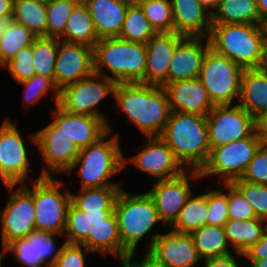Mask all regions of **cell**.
<instances>
[{
	"mask_svg": "<svg viewBox=\"0 0 267 267\" xmlns=\"http://www.w3.org/2000/svg\"><path fill=\"white\" fill-rule=\"evenodd\" d=\"M184 35L176 32L155 33L146 43V71L144 84L165 87L168 69L177 44Z\"/></svg>",
	"mask_w": 267,
	"mask_h": 267,
	"instance_id": "cell-20",
	"label": "cell"
},
{
	"mask_svg": "<svg viewBox=\"0 0 267 267\" xmlns=\"http://www.w3.org/2000/svg\"><path fill=\"white\" fill-rule=\"evenodd\" d=\"M238 103L259 124L267 118V72L263 68L244 69Z\"/></svg>",
	"mask_w": 267,
	"mask_h": 267,
	"instance_id": "cell-25",
	"label": "cell"
},
{
	"mask_svg": "<svg viewBox=\"0 0 267 267\" xmlns=\"http://www.w3.org/2000/svg\"><path fill=\"white\" fill-rule=\"evenodd\" d=\"M121 186H106L103 188L80 189L78 195L70 194L71 203L81 211H101L114 209Z\"/></svg>",
	"mask_w": 267,
	"mask_h": 267,
	"instance_id": "cell-35",
	"label": "cell"
},
{
	"mask_svg": "<svg viewBox=\"0 0 267 267\" xmlns=\"http://www.w3.org/2000/svg\"><path fill=\"white\" fill-rule=\"evenodd\" d=\"M207 216L208 192L197 196H194L192 192L182 207L177 219L169 228L179 233H191L207 225Z\"/></svg>",
	"mask_w": 267,
	"mask_h": 267,
	"instance_id": "cell-32",
	"label": "cell"
},
{
	"mask_svg": "<svg viewBox=\"0 0 267 267\" xmlns=\"http://www.w3.org/2000/svg\"><path fill=\"white\" fill-rule=\"evenodd\" d=\"M6 118L0 127V179L3 184L24 183L28 178V148L13 121Z\"/></svg>",
	"mask_w": 267,
	"mask_h": 267,
	"instance_id": "cell-14",
	"label": "cell"
},
{
	"mask_svg": "<svg viewBox=\"0 0 267 267\" xmlns=\"http://www.w3.org/2000/svg\"><path fill=\"white\" fill-rule=\"evenodd\" d=\"M173 31L187 37H208L212 14L198 0H170Z\"/></svg>",
	"mask_w": 267,
	"mask_h": 267,
	"instance_id": "cell-24",
	"label": "cell"
},
{
	"mask_svg": "<svg viewBox=\"0 0 267 267\" xmlns=\"http://www.w3.org/2000/svg\"><path fill=\"white\" fill-rule=\"evenodd\" d=\"M140 149L141 151L131 158L124 155V168L131 163L141 172L157 178L155 181L168 180L186 171L160 137H148Z\"/></svg>",
	"mask_w": 267,
	"mask_h": 267,
	"instance_id": "cell-16",
	"label": "cell"
},
{
	"mask_svg": "<svg viewBox=\"0 0 267 267\" xmlns=\"http://www.w3.org/2000/svg\"><path fill=\"white\" fill-rule=\"evenodd\" d=\"M59 41V38L38 37L33 42V64L36 75H43L54 81Z\"/></svg>",
	"mask_w": 267,
	"mask_h": 267,
	"instance_id": "cell-37",
	"label": "cell"
},
{
	"mask_svg": "<svg viewBox=\"0 0 267 267\" xmlns=\"http://www.w3.org/2000/svg\"><path fill=\"white\" fill-rule=\"evenodd\" d=\"M232 184L252 205L256 217L267 220V186L247 181H233Z\"/></svg>",
	"mask_w": 267,
	"mask_h": 267,
	"instance_id": "cell-43",
	"label": "cell"
},
{
	"mask_svg": "<svg viewBox=\"0 0 267 267\" xmlns=\"http://www.w3.org/2000/svg\"><path fill=\"white\" fill-rule=\"evenodd\" d=\"M3 25H4V22H0V33L2 32Z\"/></svg>",
	"mask_w": 267,
	"mask_h": 267,
	"instance_id": "cell-61",
	"label": "cell"
},
{
	"mask_svg": "<svg viewBox=\"0 0 267 267\" xmlns=\"http://www.w3.org/2000/svg\"><path fill=\"white\" fill-rule=\"evenodd\" d=\"M135 256L134 253H127L124 255L116 256L118 260L121 262V267H139V261H133ZM133 258V259H132Z\"/></svg>",
	"mask_w": 267,
	"mask_h": 267,
	"instance_id": "cell-52",
	"label": "cell"
},
{
	"mask_svg": "<svg viewBox=\"0 0 267 267\" xmlns=\"http://www.w3.org/2000/svg\"><path fill=\"white\" fill-rule=\"evenodd\" d=\"M94 72L104 75L116 84H144L146 71V44L115 38L100 39L93 48ZM106 68L110 75L104 73Z\"/></svg>",
	"mask_w": 267,
	"mask_h": 267,
	"instance_id": "cell-4",
	"label": "cell"
},
{
	"mask_svg": "<svg viewBox=\"0 0 267 267\" xmlns=\"http://www.w3.org/2000/svg\"><path fill=\"white\" fill-rule=\"evenodd\" d=\"M200 4L211 14L216 10L220 0H198Z\"/></svg>",
	"mask_w": 267,
	"mask_h": 267,
	"instance_id": "cell-55",
	"label": "cell"
},
{
	"mask_svg": "<svg viewBox=\"0 0 267 267\" xmlns=\"http://www.w3.org/2000/svg\"><path fill=\"white\" fill-rule=\"evenodd\" d=\"M205 40L206 44L203 45ZM210 47L208 37L185 36L176 46L168 69L167 84L199 76L202 61Z\"/></svg>",
	"mask_w": 267,
	"mask_h": 267,
	"instance_id": "cell-22",
	"label": "cell"
},
{
	"mask_svg": "<svg viewBox=\"0 0 267 267\" xmlns=\"http://www.w3.org/2000/svg\"><path fill=\"white\" fill-rule=\"evenodd\" d=\"M191 180L202 179L198 170H186L181 175L162 181L147 191L153 198L156 210L162 223L172 225L177 219L182 207L192 194Z\"/></svg>",
	"mask_w": 267,
	"mask_h": 267,
	"instance_id": "cell-15",
	"label": "cell"
},
{
	"mask_svg": "<svg viewBox=\"0 0 267 267\" xmlns=\"http://www.w3.org/2000/svg\"><path fill=\"white\" fill-rule=\"evenodd\" d=\"M124 1L127 2L129 5H139L145 0H124Z\"/></svg>",
	"mask_w": 267,
	"mask_h": 267,
	"instance_id": "cell-59",
	"label": "cell"
},
{
	"mask_svg": "<svg viewBox=\"0 0 267 267\" xmlns=\"http://www.w3.org/2000/svg\"><path fill=\"white\" fill-rule=\"evenodd\" d=\"M262 68L267 72V63Z\"/></svg>",
	"mask_w": 267,
	"mask_h": 267,
	"instance_id": "cell-63",
	"label": "cell"
},
{
	"mask_svg": "<svg viewBox=\"0 0 267 267\" xmlns=\"http://www.w3.org/2000/svg\"><path fill=\"white\" fill-rule=\"evenodd\" d=\"M12 19L24 25L36 37H47L46 1H14Z\"/></svg>",
	"mask_w": 267,
	"mask_h": 267,
	"instance_id": "cell-33",
	"label": "cell"
},
{
	"mask_svg": "<svg viewBox=\"0 0 267 267\" xmlns=\"http://www.w3.org/2000/svg\"><path fill=\"white\" fill-rule=\"evenodd\" d=\"M224 230L231 249H234L237 256L242 257L243 253L264 235V220L229 219L224 224Z\"/></svg>",
	"mask_w": 267,
	"mask_h": 267,
	"instance_id": "cell-29",
	"label": "cell"
},
{
	"mask_svg": "<svg viewBox=\"0 0 267 267\" xmlns=\"http://www.w3.org/2000/svg\"><path fill=\"white\" fill-rule=\"evenodd\" d=\"M81 0H47V37L59 38L73 9Z\"/></svg>",
	"mask_w": 267,
	"mask_h": 267,
	"instance_id": "cell-38",
	"label": "cell"
},
{
	"mask_svg": "<svg viewBox=\"0 0 267 267\" xmlns=\"http://www.w3.org/2000/svg\"><path fill=\"white\" fill-rule=\"evenodd\" d=\"M210 149L252 136L260 124L240 105H217L206 116Z\"/></svg>",
	"mask_w": 267,
	"mask_h": 267,
	"instance_id": "cell-11",
	"label": "cell"
},
{
	"mask_svg": "<svg viewBox=\"0 0 267 267\" xmlns=\"http://www.w3.org/2000/svg\"><path fill=\"white\" fill-rule=\"evenodd\" d=\"M99 39L119 37L130 6L124 0H83Z\"/></svg>",
	"mask_w": 267,
	"mask_h": 267,
	"instance_id": "cell-26",
	"label": "cell"
},
{
	"mask_svg": "<svg viewBox=\"0 0 267 267\" xmlns=\"http://www.w3.org/2000/svg\"><path fill=\"white\" fill-rule=\"evenodd\" d=\"M12 0H0V22H6L12 19Z\"/></svg>",
	"mask_w": 267,
	"mask_h": 267,
	"instance_id": "cell-51",
	"label": "cell"
},
{
	"mask_svg": "<svg viewBox=\"0 0 267 267\" xmlns=\"http://www.w3.org/2000/svg\"><path fill=\"white\" fill-rule=\"evenodd\" d=\"M139 6L156 33L173 32V14L170 0H145Z\"/></svg>",
	"mask_w": 267,
	"mask_h": 267,
	"instance_id": "cell-39",
	"label": "cell"
},
{
	"mask_svg": "<svg viewBox=\"0 0 267 267\" xmlns=\"http://www.w3.org/2000/svg\"><path fill=\"white\" fill-rule=\"evenodd\" d=\"M210 47L243 69H259L267 63L265 31L256 24H212Z\"/></svg>",
	"mask_w": 267,
	"mask_h": 267,
	"instance_id": "cell-3",
	"label": "cell"
},
{
	"mask_svg": "<svg viewBox=\"0 0 267 267\" xmlns=\"http://www.w3.org/2000/svg\"><path fill=\"white\" fill-rule=\"evenodd\" d=\"M37 38L24 25L13 19L4 22L0 33V68L20 49L32 45Z\"/></svg>",
	"mask_w": 267,
	"mask_h": 267,
	"instance_id": "cell-34",
	"label": "cell"
},
{
	"mask_svg": "<svg viewBox=\"0 0 267 267\" xmlns=\"http://www.w3.org/2000/svg\"><path fill=\"white\" fill-rule=\"evenodd\" d=\"M55 107L52 122L80 149L96 143L109 131L107 124L98 117L70 113L58 104Z\"/></svg>",
	"mask_w": 267,
	"mask_h": 267,
	"instance_id": "cell-21",
	"label": "cell"
},
{
	"mask_svg": "<svg viewBox=\"0 0 267 267\" xmlns=\"http://www.w3.org/2000/svg\"><path fill=\"white\" fill-rule=\"evenodd\" d=\"M250 267H267V259L250 261Z\"/></svg>",
	"mask_w": 267,
	"mask_h": 267,
	"instance_id": "cell-56",
	"label": "cell"
},
{
	"mask_svg": "<svg viewBox=\"0 0 267 267\" xmlns=\"http://www.w3.org/2000/svg\"><path fill=\"white\" fill-rule=\"evenodd\" d=\"M91 252L122 255V241L114 211L101 222L91 225L89 237L81 244Z\"/></svg>",
	"mask_w": 267,
	"mask_h": 267,
	"instance_id": "cell-27",
	"label": "cell"
},
{
	"mask_svg": "<svg viewBox=\"0 0 267 267\" xmlns=\"http://www.w3.org/2000/svg\"><path fill=\"white\" fill-rule=\"evenodd\" d=\"M32 197L35 207V228L42 231L62 236L65 230L66 217L71 203L70 194L65 183L51 177H41L33 180Z\"/></svg>",
	"mask_w": 267,
	"mask_h": 267,
	"instance_id": "cell-7",
	"label": "cell"
},
{
	"mask_svg": "<svg viewBox=\"0 0 267 267\" xmlns=\"http://www.w3.org/2000/svg\"><path fill=\"white\" fill-rule=\"evenodd\" d=\"M116 83L110 78L93 72L86 78L68 84L60 90L58 105L67 112L85 114L102 119L111 131L110 121L100 113L99 104L114 93Z\"/></svg>",
	"mask_w": 267,
	"mask_h": 267,
	"instance_id": "cell-10",
	"label": "cell"
},
{
	"mask_svg": "<svg viewBox=\"0 0 267 267\" xmlns=\"http://www.w3.org/2000/svg\"><path fill=\"white\" fill-rule=\"evenodd\" d=\"M2 251V252H1ZM0 251V267H2V259L5 257V255L8 253L6 246L2 245V249Z\"/></svg>",
	"mask_w": 267,
	"mask_h": 267,
	"instance_id": "cell-58",
	"label": "cell"
},
{
	"mask_svg": "<svg viewBox=\"0 0 267 267\" xmlns=\"http://www.w3.org/2000/svg\"><path fill=\"white\" fill-rule=\"evenodd\" d=\"M114 213L122 241V255L134 253L138 242L157 223H162L154 200L147 191L131 195L122 188L115 202Z\"/></svg>",
	"mask_w": 267,
	"mask_h": 267,
	"instance_id": "cell-6",
	"label": "cell"
},
{
	"mask_svg": "<svg viewBox=\"0 0 267 267\" xmlns=\"http://www.w3.org/2000/svg\"><path fill=\"white\" fill-rule=\"evenodd\" d=\"M224 191H228V217L229 219L250 220L256 219L252 205L243 194L232 184L223 183Z\"/></svg>",
	"mask_w": 267,
	"mask_h": 267,
	"instance_id": "cell-45",
	"label": "cell"
},
{
	"mask_svg": "<svg viewBox=\"0 0 267 267\" xmlns=\"http://www.w3.org/2000/svg\"><path fill=\"white\" fill-rule=\"evenodd\" d=\"M264 142L259 128L250 137L212 148L206 164L199 171L201 178L216 175L222 184L240 179Z\"/></svg>",
	"mask_w": 267,
	"mask_h": 267,
	"instance_id": "cell-8",
	"label": "cell"
},
{
	"mask_svg": "<svg viewBox=\"0 0 267 267\" xmlns=\"http://www.w3.org/2000/svg\"><path fill=\"white\" fill-rule=\"evenodd\" d=\"M228 220V192L224 188L209 191L207 225L224 227Z\"/></svg>",
	"mask_w": 267,
	"mask_h": 267,
	"instance_id": "cell-44",
	"label": "cell"
},
{
	"mask_svg": "<svg viewBox=\"0 0 267 267\" xmlns=\"http://www.w3.org/2000/svg\"><path fill=\"white\" fill-rule=\"evenodd\" d=\"M2 68H6L17 83L36 75L33 64V44L20 49Z\"/></svg>",
	"mask_w": 267,
	"mask_h": 267,
	"instance_id": "cell-42",
	"label": "cell"
},
{
	"mask_svg": "<svg viewBox=\"0 0 267 267\" xmlns=\"http://www.w3.org/2000/svg\"><path fill=\"white\" fill-rule=\"evenodd\" d=\"M23 85L24 88V105L32 107L41 97L48 95L49 91H53L52 98L55 100V105L59 103L60 90L56 86L55 82L43 75H34L28 80L18 83Z\"/></svg>",
	"mask_w": 267,
	"mask_h": 267,
	"instance_id": "cell-40",
	"label": "cell"
},
{
	"mask_svg": "<svg viewBox=\"0 0 267 267\" xmlns=\"http://www.w3.org/2000/svg\"><path fill=\"white\" fill-rule=\"evenodd\" d=\"M259 12V25L267 24V0H256Z\"/></svg>",
	"mask_w": 267,
	"mask_h": 267,
	"instance_id": "cell-53",
	"label": "cell"
},
{
	"mask_svg": "<svg viewBox=\"0 0 267 267\" xmlns=\"http://www.w3.org/2000/svg\"><path fill=\"white\" fill-rule=\"evenodd\" d=\"M5 184L11 196L0 213L1 243L8 246L16 239L26 238L35 228V207L32 189L27 184ZM17 187L16 190H13Z\"/></svg>",
	"mask_w": 267,
	"mask_h": 267,
	"instance_id": "cell-12",
	"label": "cell"
},
{
	"mask_svg": "<svg viewBox=\"0 0 267 267\" xmlns=\"http://www.w3.org/2000/svg\"><path fill=\"white\" fill-rule=\"evenodd\" d=\"M243 71L241 66L209 47L198 78L214 106L231 105L240 95Z\"/></svg>",
	"mask_w": 267,
	"mask_h": 267,
	"instance_id": "cell-9",
	"label": "cell"
},
{
	"mask_svg": "<svg viewBox=\"0 0 267 267\" xmlns=\"http://www.w3.org/2000/svg\"><path fill=\"white\" fill-rule=\"evenodd\" d=\"M59 40L68 43L84 44L92 48L100 40L96 34L89 9L83 0L73 9L66 23L65 31L59 37Z\"/></svg>",
	"mask_w": 267,
	"mask_h": 267,
	"instance_id": "cell-28",
	"label": "cell"
},
{
	"mask_svg": "<svg viewBox=\"0 0 267 267\" xmlns=\"http://www.w3.org/2000/svg\"><path fill=\"white\" fill-rule=\"evenodd\" d=\"M89 220L87 213L70 203L64 230V243L82 244L89 237Z\"/></svg>",
	"mask_w": 267,
	"mask_h": 267,
	"instance_id": "cell-41",
	"label": "cell"
},
{
	"mask_svg": "<svg viewBox=\"0 0 267 267\" xmlns=\"http://www.w3.org/2000/svg\"><path fill=\"white\" fill-rule=\"evenodd\" d=\"M94 72L93 48L59 41L55 59L54 82L61 90L64 86L88 77Z\"/></svg>",
	"mask_w": 267,
	"mask_h": 267,
	"instance_id": "cell-18",
	"label": "cell"
},
{
	"mask_svg": "<svg viewBox=\"0 0 267 267\" xmlns=\"http://www.w3.org/2000/svg\"><path fill=\"white\" fill-rule=\"evenodd\" d=\"M249 261L267 259V220H264V235L243 253Z\"/></svg>",
	"mask_w": 267,
	"mask_h": 267,
	"instance_id": "cell-48",
	"label": "cell"
},
{
	"mask_svg": "<svg viewBox=\"0 0 267 267\" xmlns=\"http://www.w3.org/2000/svg\"><path fill=\"white\" fill-rule=\"evenodd\" d=\"M235 255L229 254L222 257H211L202 260L204 267H241L236 261Z\"/></svg>",
	"mask_w": 267,
	"mask_h": 267,
	"instance_id": "cell-49",
	"label": "cell"
},
{
	"mask_svg": "<svg viewBox=\"0 0 267 267\" xmlns=\"http://www.w3.org/2000/svg\"><path fill=\"white\" fill-rule=\"evenodd\" d=\"M164 89L168 95L171 112L207 116L214 108L199 78L171 82Z\"/></svg>",
	"mask_w": 267,
	"mask_h": 267,
	"instance_id": "cell-23",
	"label": "cell"
},
{
	"mask_svg": "<svg viewBox=\"0 0 267 267\" xmlns=\"http://www.w3.org/2000/svg\"><path fill=\"white\" fill-rule=\"evenodd\" d=\"M114 209H101V211H86L89 220V229L91 225L97 222H101L103 219L107 218Z\"/></svg>",
	"mask_w": 267,
	"mask_h": 267,
	"instance_id": "cell-50",
	"label": "cell"
},
{
	"mask_svg": "<svg viewBox=\"0 0 267 267\" xmlns=\"http://www.w3.org/2000/svg\"><path fill=\"white\" fill-rule=\"evenodd\" d=\"M264 31H265V43H266V56H267V24L263 26Z\"/></svg>",
	"mask_w": 267,
	"mask_h": 267,
	"instance_id": "cell-60",
	"label": "cell"
},
{
	"mask_svg": "<svg viewBox=\"0 0 267 267\" xmlns=\"http://www.w3.org/2000/svg\"><path fill=\"white\" fill-rule=\"evenodd\" d=\"M190 234L197 253L202 260L232 254L224 227L205 225L192 231Z\"/></svg>",
	"mask_w": 267,
	"mask_h": 267,
	"instance_id": "cell-31",
	"label": "cell"
},
{
	"mask_svg": "<svg viewBox=\"0 0 267 267\" xmlns=\"http://www.w3.org/2000/svg\"><path fill=\"white\" fill-rule=\"evenodd\" d=\"M160 138L186 170H198L210 155L206 116L171 112Z\"/></svg>",
	"mask_w": 267,
	"mask_h": 267,
	"instance_id": "cell-2",
	"label": "cell"
},
{
	"mask_svg": "<svg viewBox=\"0 0 267 267\" xmlns=\"http://www.w3.org/2000/svg\"><path fill=\"white\" fill-rule=\"evenodd\" d=\"M150 240L147 252L167 267H195L202 260L190 233L156 232Z\"/></svg>",
	"mask_w": 267,
	"mask_h": 267,
	"instance_id": "cell-17",
	"label": "cell"
},
{
	"mask_svg": "<svg viewBox=\"0 0 267 267\" xmlns=\"http://www.w3.org/2000/svg\"><path fill=\"white\" fill-rule=\"evenodd\" d=\"M59 234L34 231L26 238L16 239L10 243L7 252H11L24 267H51L59 256L56 239Z\"/></svg>",
	"mask_w": 267,
	"mask_h": 267,
	"instance_id": "cell-19",
	"label": "cell"
},
{
	"mask_svg": "<svg viewBox=\"0 0 267 267\" xmlns=\"http://www.w3.org/2000/svg\"><path fill=\"white\" fill-rule=\"evenodd\" d=\"M28 137L37 146L47 166L43 167L41 177H51V173H67L80 152L72 139L53 122Z\"/></svg>",
	"mask_w": 267,
	"mask_h": 267,
	"instance_id": "cell-13",
	"label": "cell"
},
{
	"mask_svg": "<svg viewBox=\"0 0 267 267\" xmlns=\"http://www.w3.org/2000/svg\"><path fill=\"white\" fill-rule=\"evenodd\" d=\"M111 132L108 131L96 143L81 148L71 169L67 172L71 174L79 165L80 189L122 186L119 182L108 180L124 168V154L119 145V136L116 134L109 138Z\"/></svg>",
	"mask_w": 267,
	"mask_h": 267,
	"instance_id": "cell-5",
	"label": "cell"
},
{
	"mask_svg": "<svg viewBox=\"0 0 267 267\" xmlns=\"http://www.w3.org/2000/svg\"><path fill=\"white\" fill-rule=\"evenodd\" d=\"M90 253L91 251L81 244L63 243L59 256L51 267H86V259L83 252Z\"/></svg>",
	"mask_w": 267,
	"mask_h": 267,
	"instance_id": "cell-47",
	"label": "cell"
},
{
	"mask_svg": "<svg viewBox=\"0 0 267 267\" xmlns=\"http://www.w3.org/2000/svg\"><path fill=\"white\" fill-rule=\"evenodd\" d=\"M212 24L259 25L256 0H220L212 14Z\"/></svg>",
	"mask_w": 267,
	"mask_h": 267,
	"instance_id": "cell-30",
	"label": "cell"
},
{
	"mask_svg": "<svg viewBox=\"0 0 267 267\" xmlns=\"http://www.w3.org/2000/svg\"><path fill=\"white\" fill-rule=\"evenodd\" d=\"M235 181H247L267 186V143H263L249 162L242 177Z\"/></svg>",
	"mask_w": 267,
	"mask_h": 267,
	"instance_id": "cell-46",
	"label": "cell"
},
{
	"mask_svg": "<svg viewBox=\"0 0 267 267\" xmlns=\"http://www.w3.org/2000/svg\"><path fill=\"white\" fill-rule=\"evenodd\" d=\"M139 267H167L163 263L158 262L152 255L148 252L144 259L139 261Z\"/></svg>",
	"mask_w": 267,
	"mask_h": 267,
	"instance_id": "cell-54",
	"label": "cell"
},
{
	"mask_svg": "<svg viewBox=\"0 0 267 267\" xmlns=\"http://www.w3.org/2000/svg\"><path fill=\"white\" fill-rule=\"evenodd\" d=\"M155 33L140 6L130 5L118 38L146 44Z\"/></svg>",
	"mask_w": 267,
	"mask_h": 267,
	"instance_id": "cell-36",
	"label": "cell"
},
{
	"mask_svg": "<svg viewBox=\"0 0 267 267\" xmlns=\"http://www.w3.org/2000/svg\"><path fill=\"white\" fill-rule=\"evenodd\" d=\"M13 2L14 1H21V0H12ZM29 1H47V0H29Z\"/></svg>",
	"mask_w": 267,
	"mask_h": 267,
	"instance_id": "cell-62",
	"label": "cell"
},
{
	"mask_svg": "<svg viewBox=\"0 0 267 267\" xmlns=\"http://www.w3.org/2000/svg\"><path fill=\"white\" fill-rule=\"evenodd\" d=\"M113 97L117 108L144 136L160 137L171 114L164 87L141 83L116 84Z\"/></svg>",
	"mask_w": 267,
	"mask_h": 267,
	"instance_id": "cell-1",
	"label": "cell"
},
{
	"mask_svg": "<svg viewBox=\"0 0 267 267\" xmlns=\"http://www.w3.org/2000/svg\"><path fill=\"white\" fill-rule=\"evenodd\" d=\"M260 128L263 134L265 143H267V118L260 123Z\"/></svg>",
	"mask_w": 267,
	"mask_h": 267,
	"instance_id": "cell-57",
	"label": "cell"
}]
</instances>
